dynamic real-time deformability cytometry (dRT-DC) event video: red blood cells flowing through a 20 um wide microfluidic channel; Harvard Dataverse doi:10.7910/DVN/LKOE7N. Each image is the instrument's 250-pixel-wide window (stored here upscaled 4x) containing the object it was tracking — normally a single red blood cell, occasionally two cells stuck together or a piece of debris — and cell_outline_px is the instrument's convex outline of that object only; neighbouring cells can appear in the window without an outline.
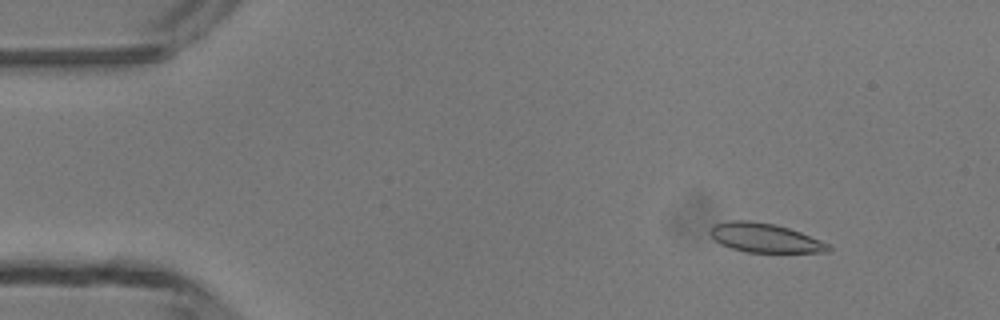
{"species": "common noctule bat (a hibernating species)", "species_latin": "Nyctalus noctula", "temperature_condition": "room temperature", "stored_images_in_passage": 4, "segment_of_instrument_passage": [1, 2], "camera_frame_rate_fps": 3000, "um_per_image_px": 0.085, "animal": {"sex": "male", "body_mass_g": 13.3}, "frame": {"image": 1, "passage_image": 1, "time_ms": 0.0, "image_size_px": [1000, 320], "cell_outline_px": [[832, 248], [828, 252], [744, 252], [720, 244], [708, 232], [712, 224], [728, 220], [748, 220], [776, 224], [800, 232], [820, 240], [828, 244]], "centroid_in_image_um": [64.97, 20.21], "position_along_channel_um": 20.0, "area_um2": 20.11}}